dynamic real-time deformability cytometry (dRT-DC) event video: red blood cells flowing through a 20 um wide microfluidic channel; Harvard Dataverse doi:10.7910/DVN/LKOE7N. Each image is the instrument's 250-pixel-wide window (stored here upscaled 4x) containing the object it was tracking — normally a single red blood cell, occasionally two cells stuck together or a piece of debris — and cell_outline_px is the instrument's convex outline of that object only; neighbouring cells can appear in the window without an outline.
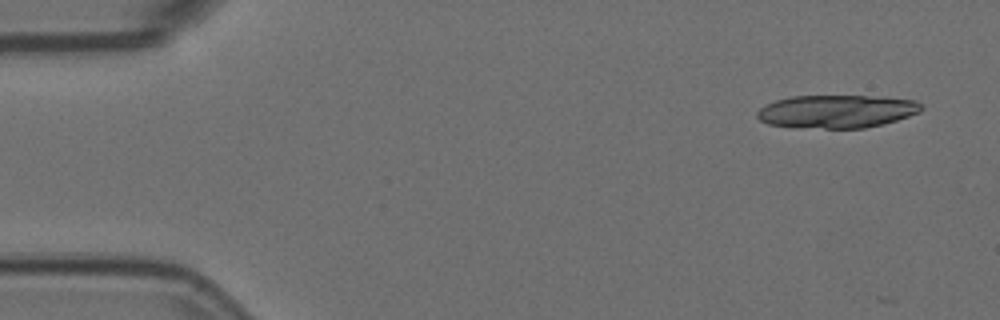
{"species": "Egyptian fruit bat (a non-hibernating species)", "species_latin": "Rousettus aegyptiacus", "temperature_condition": "room temperature", "stored_images_in_passage": 6, "camera_frame_rate_fps": 3000, "um_per_image_px": 0.085, "animal": {"sex": "female"}, "frame": {"image": 1, "passage_image": 1, "time_ms": 0.0, "image_size_px": [1000, 320], "cell_outline_px": [[924, 108], [920, 112], [884, 124], [864, 128], [824, 128], [768, 124], [760, 120], [756, 116], [756, 112], [764, 104], [776, 100], [792, 96], [868, 96], [916, 100]], "centroid_in_image_um": [71.12, 9.46], "position_along_channel_um": 13.9, "area_um2": 31.39}}